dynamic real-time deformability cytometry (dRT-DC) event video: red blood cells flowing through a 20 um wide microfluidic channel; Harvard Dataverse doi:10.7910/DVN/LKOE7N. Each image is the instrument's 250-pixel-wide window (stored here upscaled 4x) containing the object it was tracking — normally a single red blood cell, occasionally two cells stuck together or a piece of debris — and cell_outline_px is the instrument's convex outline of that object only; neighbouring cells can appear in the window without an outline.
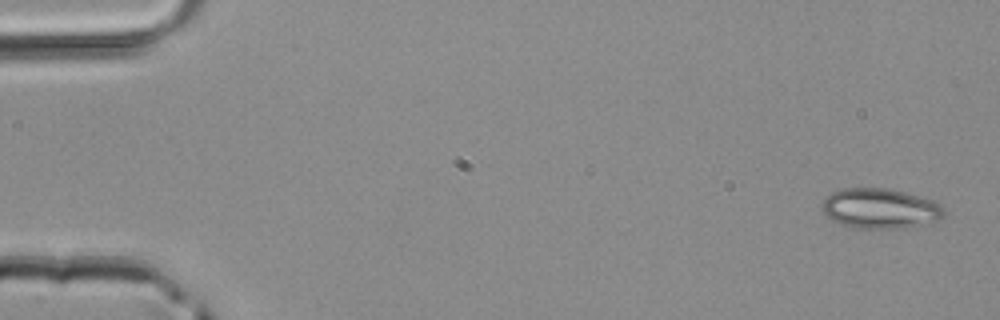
{"species": "common noctule bat (a hibernating species)", "species_latin": "Nyctalus noctula", "temperature_condition": "room temperature", "stored_images_in_passage": 5, "camera_frame_rate_fps": 3000, "um_per_image_px": 0.085, "animal": {"sex": "male", "body_mass_g": 20.4}, "frame": {"image": 1, "passage_image": 1, "time_ms": 0.0, "image_size_px": [1000, 320], "cell_outline_px": [[944, 216], [940, 220], [904, 228], [856, 228], [840, 224], [832, 220], [820, 208], [824, 200], [832, 192], [840, 188], [888, 188], [904, 192], [932, 200], [940, 204], [944, 208]], "centroid_in_image_um": [74.81, 17.72], "position_along_channel_um": 10.2, "area_um2": 28.5}}
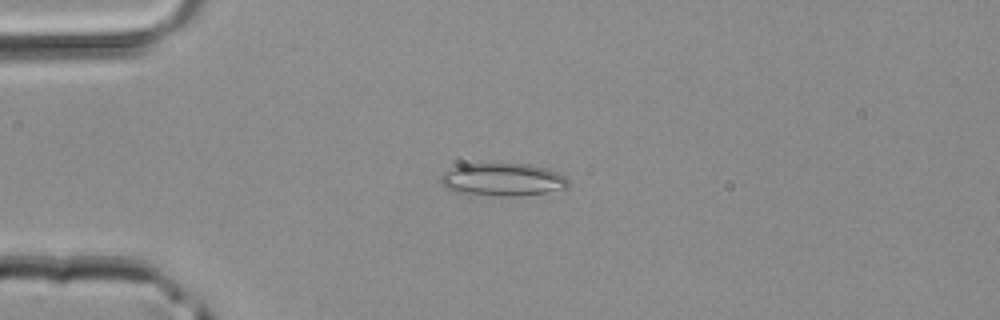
{"frame": {"image": 2, "passage_image": 4, "time_ms": 1.0, "image_size_px": [1000, 320], "cell_outline_px": [[568, 188], [544, 192], [516, 196], [504, 196], [460, 192], [448, 188], [440, 180], [440, 176], [448, 168], [460, 164], [528, 164], [544, 168], [556, 172], [564, 176], [568, 180]], "centroid_in_image_um": [42.72, 15.25], "position_along_channel_um": 42.3, "area_um2": 23.93}}